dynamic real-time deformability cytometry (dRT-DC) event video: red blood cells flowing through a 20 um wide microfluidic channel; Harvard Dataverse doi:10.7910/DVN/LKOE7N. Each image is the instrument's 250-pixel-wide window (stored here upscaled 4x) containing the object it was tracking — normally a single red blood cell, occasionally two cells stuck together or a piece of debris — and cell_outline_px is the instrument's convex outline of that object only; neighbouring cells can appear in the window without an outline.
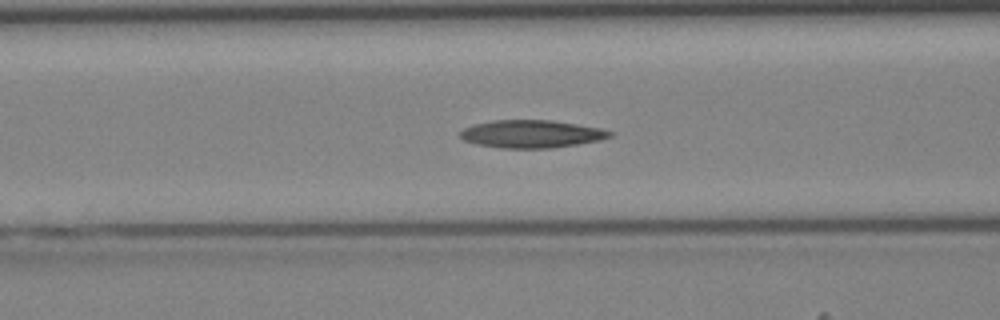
{"species": "Egyptian fruit bat (a non-hibernating species)", "species_latin": "Rousettus aegyptiacus", "temperature_condition": "cold", "stored_images_in_passage": 42, "camera_frame_rate_fps": 3000, "um_per_image_px": 0.085, "animal": {"sex": "female"}, "frame": {"image": 1, "passage_image": 17, "time_ms": 5.333, "image_size_px": [1000, 320], "cell_outline_px": [[616, 132], [612, 136], [600, 140], [552, 148], [500, 148], [476, 144], [464, 140], [460, 136], [460, 132], [464, 128], [472, 124], [492, 120], [552, 120], [600, 128]], "centroid_in_image_um": [45.17, 11.38], "position_along_channel_um": 121.4, "area_um2": 24.28}}
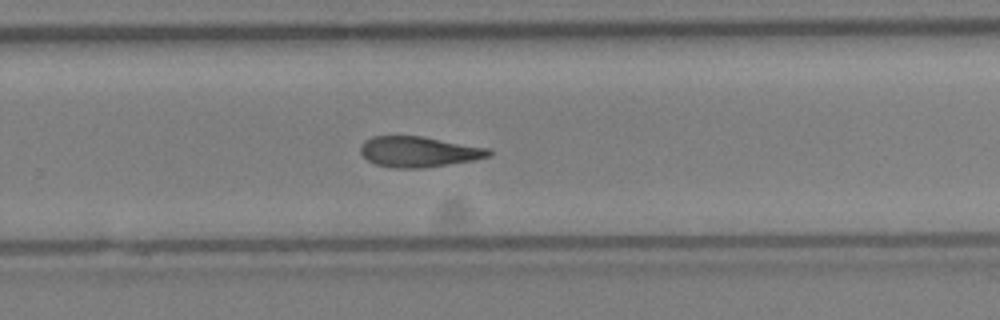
{"frame": {"image": 2, "passage_image": 28, "time_ms": 9.0, "image_size_px": [1000, 320], "cell_outline_px": [[492, 152], [488, 156], [472, 160], [424, 168], [396, 168], [376, 164], [368, 160], [360, 152], [360, 144], [364, 140], [372, 136], [424, 136], [488, 148]], "centroid_in_image_um": [35.55, 12.88], "position_along_channel_um": 294.2, "area_um2": 22.77}}
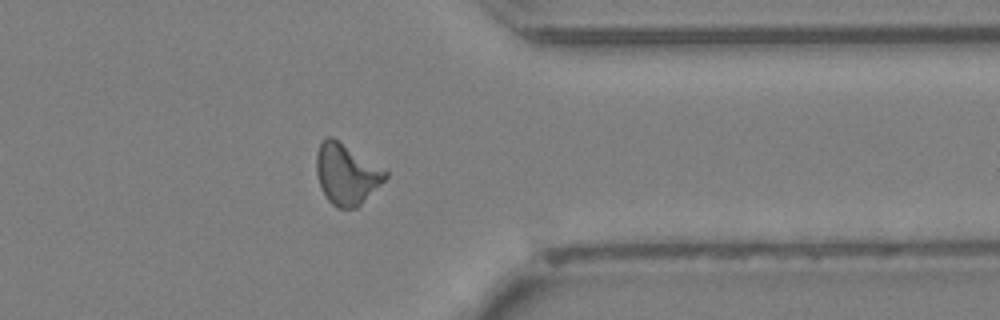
{"frame": {"image": 3, "passage_image": 34, "time_ms": 11.0, "image_size_px": [1000, 320], "cell_outline_px": [[388, 176], [356, 208], [340, 208], [332, 204], [328, 200], [320, 188], [316, 172], [316, 152], [320, 144], [328, 136], [332, 136], [388, 172]], "centroid_in_image_um": [29.41, 14.79], "position_along_channel_um": 382.0, "area_um2": 23.99}}